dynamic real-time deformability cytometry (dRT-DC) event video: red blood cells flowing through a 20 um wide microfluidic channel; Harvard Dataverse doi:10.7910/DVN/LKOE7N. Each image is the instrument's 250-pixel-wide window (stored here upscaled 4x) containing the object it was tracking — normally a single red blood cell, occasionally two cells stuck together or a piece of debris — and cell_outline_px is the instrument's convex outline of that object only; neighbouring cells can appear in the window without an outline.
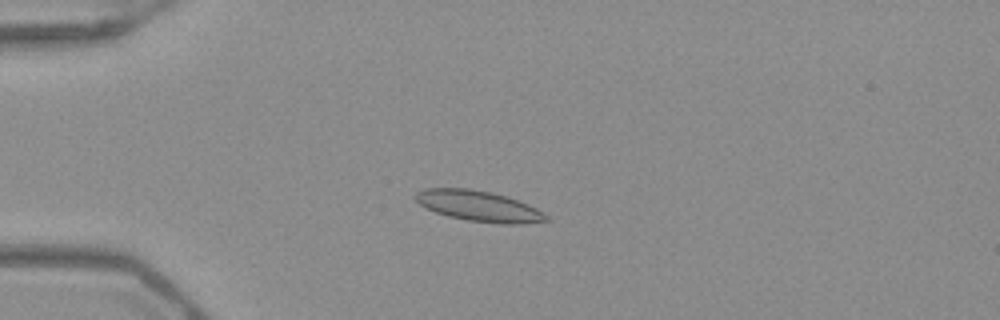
{"species": "Egyptian fruit bat (a non-hibernating species)", "species_latin": "Rousettus aegyptiacus", "temperature_condition": "warm", "stored_images_in_passage": 40, "camera_frame_rate_fps": 3000, "um_per_image_px": 0.085, "frame": {"image": 1, "passage_image": 2, "time_ms": 0.333, "image_size_px": [1000, 320], "cell_outline_px": [[552, 220], [520, 224], [504, 224], [468, 220], [448, 216], [436, 212], [420, 204], [412, 196], [416, 192], [424, 188], [468, 188], [492, 192], [508, 196], [528, 204], [544, 212]], "centroid_in_image_um": [40.72, 17.51], "position_along_channel_um": 44.3, "area_um2": 23.47}}
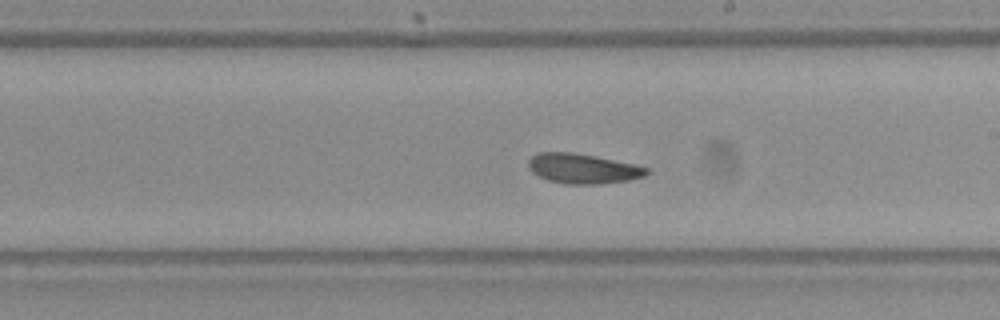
{"frame": {"image": 2, "passage_image": 19, "time_ms": 6.0, "image_size_px": [1000, 320], "cell_outline_px": [[648, 172], [644, 176], [628, 180], [600, 184], [564, 184], [548, 180], [532, 172], [528, 168], [528, 160], [532, 156], [540, 152], [572, 152], [596, 156], [636, 164], [648, 168]], "centroid_in_image_um": [49.53, 14.33], "position_along_channel_um": 239.5, "area_um2": 20.63}}
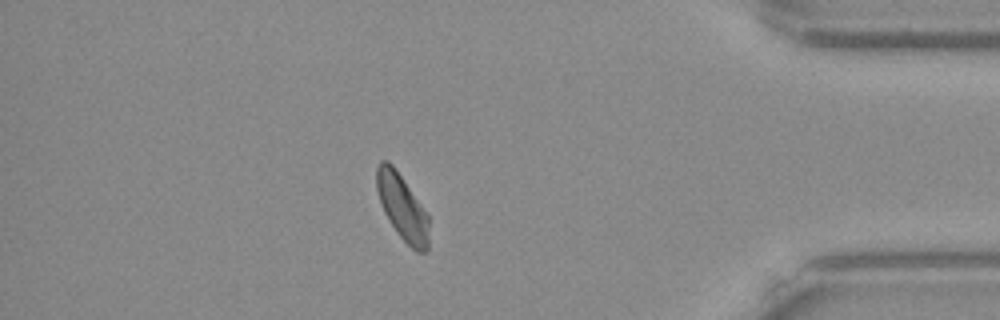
{"frame": {"image": 3, "passage_image": 34, "time_ms": 11.0, "image_size_px": [1000, 320], "cell_outline_px": [[428, 252], [416, 252], [400, 236], [388, 220], [384, 212], [376, 188], [376, 168], [380, 160], [388, 160], [396, 168], [428, 216]], "centroid_in_image_um": [34.17, 17.59], "position_along_channel_um": 401.0, "area_um2": 19.77}, "authors_computed_cell_mechanics": {"area_um2": 20.6346, "velocity_mm_per_s": 3.9184, "shape_relaxation_time_tau1_ms": null, "shape_relaxation_time_tau2_ms": 1.8542, "deformation_change_tau1": null, "deformation_change_tau2": 0.0662}}